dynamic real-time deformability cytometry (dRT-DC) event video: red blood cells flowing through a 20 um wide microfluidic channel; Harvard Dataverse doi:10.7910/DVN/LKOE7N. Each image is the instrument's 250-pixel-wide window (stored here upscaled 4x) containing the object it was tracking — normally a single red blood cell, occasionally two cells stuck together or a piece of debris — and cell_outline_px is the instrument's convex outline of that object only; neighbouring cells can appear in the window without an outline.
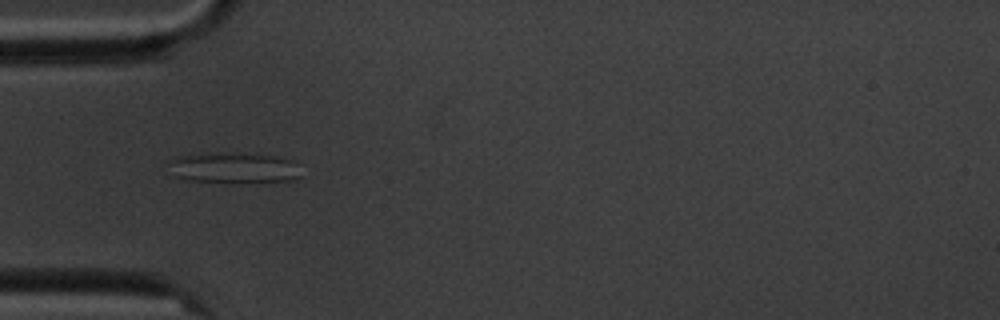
{"species": "common noctule bat (a hibernating species)", "species_latin": "Nyctalus noctula", "temperature_condition": "cold", "stored_images_in_passage": 5, "camera_frame_rate_fps": 3000, "um_per_image_px": 0.085, "animal": {"sex": "male", "body_mass_g": 20.1, "forearm_length_mm": 53.5}, "frame": {"image": 1, "passage_image": 4, "time_ms": 3.333, "image_size_px": [1000, 320], "cell_outline_px": [[300, 176], [292, 180], [184, 180], [172, 176], [168, 160], [176, 156], [220, 152], [276, 156], [292, 160], [296, 164]], "centroid_in_image_um": [19.78, 14.22], "position_along_channel_um": 65.2, "area_um2": 22.77}}
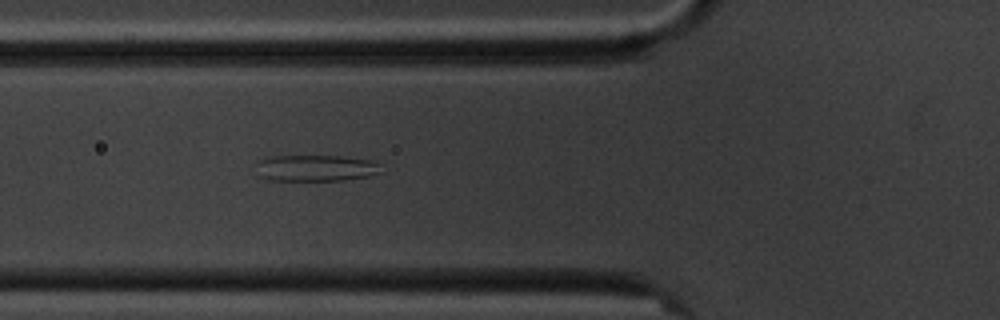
{"frame": {"image": 2, "passage_image": 5, "time_ms": 4.333, "image_size_px": [1000, 320], "cell_outline_px": [[384, 172], [368, 176], [344, 180], [272, 180], [256, 176], [260, 160], [272, 156], [340, 156], [368, 160], [376, 164]], "centroid_in_image_um": [26.82, 14.29], "position_along_channel_um": 99.0, "area_um2": 18.96}}